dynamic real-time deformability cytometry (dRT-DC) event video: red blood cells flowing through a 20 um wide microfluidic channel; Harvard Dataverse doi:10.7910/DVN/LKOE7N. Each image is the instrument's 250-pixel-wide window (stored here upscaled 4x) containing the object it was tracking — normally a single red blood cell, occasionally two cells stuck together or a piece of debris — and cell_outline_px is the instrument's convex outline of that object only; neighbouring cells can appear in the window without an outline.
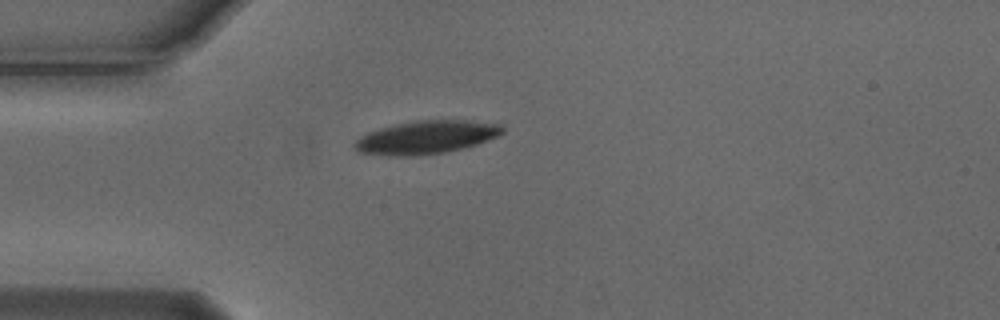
{"species": "Egyptian fruit bat (a non-hibernating species)", "species_latin": "Rousettus aegyptiacus", "temperature_condition": "cold", "stored_images_in_passage": 2, "camera_frame_rate_fps": 3000, "um_per_image_px": 0.085, "animal": {"sex": "male"}, "frame": {"image": 1, "passage_image": 1, "time_ms": 0.0, "image_size_px": [1000, 320], "cell_outline_px": [[504, 132], [500, 136], [476, 144], [444, 152], [416, 156], [388, 156], [356, 152], [352, 144], [360, 136], [368, 132], [380, 128], [396, 124], [416, 120], [468, 120], [504, 124]], "centroid_in_image_um": [36.23, 11.67], "position_along_channel_um": 48.8, "area_um2": 28.84}}